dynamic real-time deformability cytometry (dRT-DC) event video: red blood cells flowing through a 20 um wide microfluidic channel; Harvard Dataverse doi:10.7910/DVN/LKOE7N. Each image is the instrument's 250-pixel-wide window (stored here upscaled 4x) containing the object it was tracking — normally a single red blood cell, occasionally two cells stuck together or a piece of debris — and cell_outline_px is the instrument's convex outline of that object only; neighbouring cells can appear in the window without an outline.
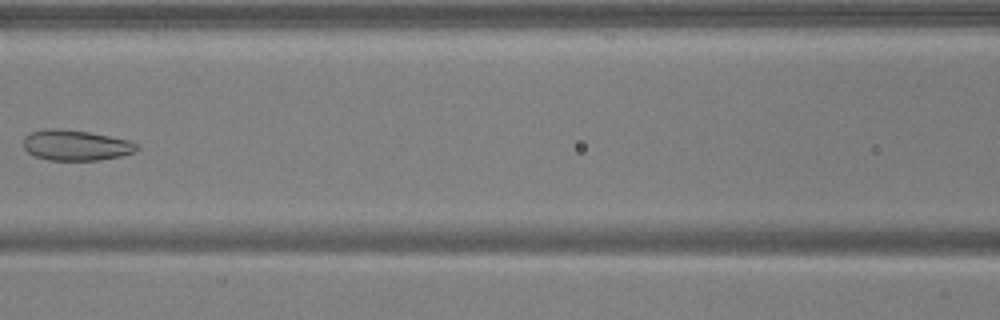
{"species": "common noctule bat (a hibernating species)", "species_latin": "Nyctalus noctula", "temperature_condition": "warm", "stored_images_in_passage": 6, "camera_frame_rate_fps": 3000, "um_per_image_px": 0.085, "animal": {"sex": "male", "body_mass_g": 17.9, "forearm_length_mm": 54.2}, "frame": {"image": 1, "passage_image": 6, "time_ms": 1.667, "image_size_px": [1000, 320], "cell_outline_px": [[140, 148], [132, 152], [120, 156], [100, 160], [48, 160], [36, 156], [28, 152], [24, 148], [24, 136], [32, 132], [44, 128], [60, 128], [88, 132], [128, 140], [140, 144]], "centroid_in_image_um": [6.44, 12.34], "position_along_channel_um": 160.2, "area_um2": 20.17}}